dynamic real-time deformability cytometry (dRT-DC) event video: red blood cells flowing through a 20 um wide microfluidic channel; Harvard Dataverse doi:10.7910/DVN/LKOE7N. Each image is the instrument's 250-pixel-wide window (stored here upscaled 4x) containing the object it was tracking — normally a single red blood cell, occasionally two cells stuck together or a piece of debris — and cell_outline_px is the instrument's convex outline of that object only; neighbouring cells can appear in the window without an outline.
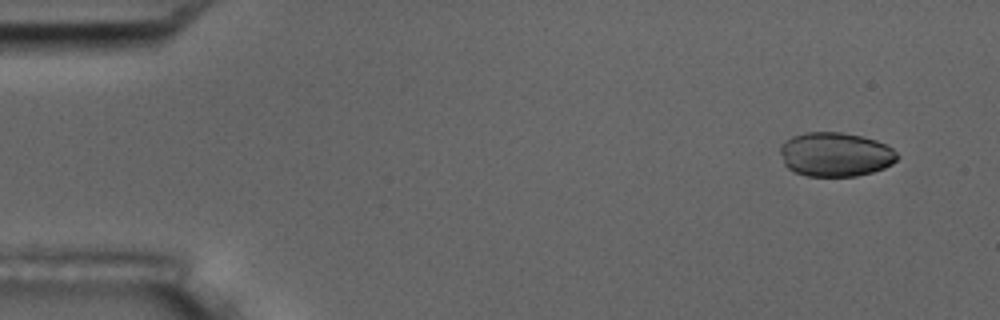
{"species": "common noctule bat (a hibernating species)", "species_latin": "Nyctalus noctula", "temperature_condition": "room temperature", "stored_images_in_passage": 5, "camera_frame_rate_fps": 3000, "um_per_image_px": 0.085, "animal": {"sex": "male", "body_mass_g": 17.5, "forearm_length_mm": 52.3}, "frame": {"image": 1, "passage_image": 2, "time_ms": 1.0, "image_size_px": [1000, 320], "cell_outline_px": [[900, 156], [892, 164], [884, 168], [872, 172], [856, 176], [808, 176], [792, 172], [784, 164], [780, 152], [780, 148], [792, 136], [808, 132], [840, 132], [864, 136], [876, 140], [892, 148]], "centroid_in_image_um": [71.03, 13.13], "position_along_channel_um": 14.0, "area_um2": 30.17}}